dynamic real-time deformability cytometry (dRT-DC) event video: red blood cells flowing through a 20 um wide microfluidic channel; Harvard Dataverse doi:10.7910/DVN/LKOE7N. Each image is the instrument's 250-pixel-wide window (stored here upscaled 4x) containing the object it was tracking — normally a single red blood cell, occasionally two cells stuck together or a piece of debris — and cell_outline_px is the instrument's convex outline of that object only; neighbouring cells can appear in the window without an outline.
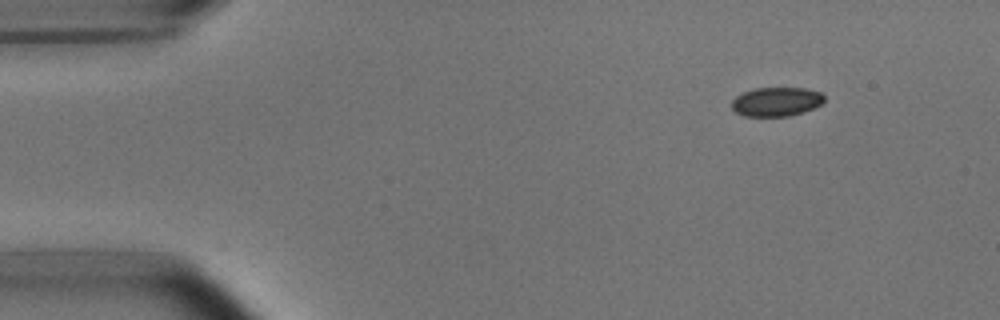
{"species": "common noctule bat (a hibernating species)", "species_latin": "Nyctalus noctula", "temperature_condition": "room temperature", "stored_images_in_passage": 37, "camera_frame_rate_fps": 3000, "um_per_image_px": 0.085, "animal": {"sex": "male", "body_mass_g": 15.6}, "frame": {"image": 1, "passage_image": 1, "time_ms": 0.0, "image_size_px": [1000, 320], "cell_outline_px": [[824, 100], [820, 104], [804, 112], [788, 116], [744, 116], [736, 112], [732, 108], [732, 100], [736, 96], [744, 92], [756, 88], [804, 88], [820, 92], [824, 96]], "centroid_in_image_um": [65.98, 8.64], "position_along_channel_um": 19.0, "area_um2": 15.55}}
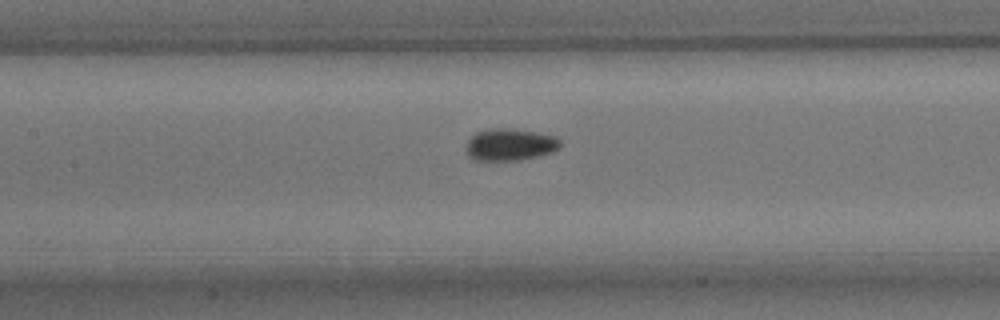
{"frame": {"image": 2, "passage_image": 19, "time_ms": 6.0, "image_size_px": [1000, 320], "cell_outline_px": [[560, 148], [552, 152], [520, 160], [472, 160], [468, 156], [464, 148], [468, 140], [476, 132], [484, 128], [512, 128], [536, 132], [556, 136], [560, 140]], "centroid_in_image_um": [43.31, 12.28], "position_along_channel_um": 164.1, "area_um2": 17.86}}
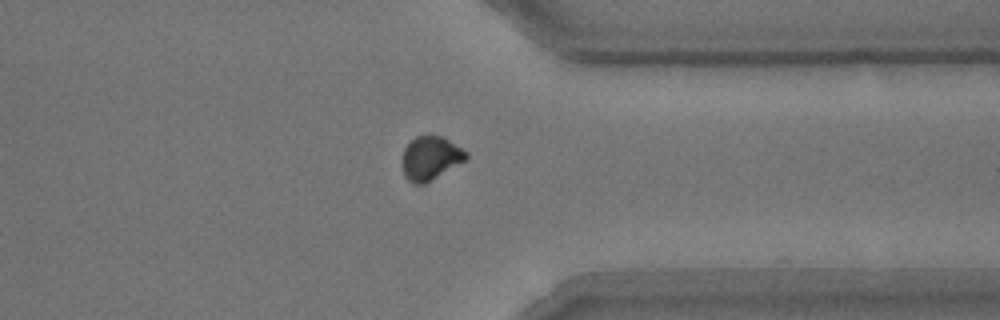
{"frame": {"image": 3, "passage_image": 36, "time_ms": 11.667, "image_size_px": [1000, 320], "cell_outline_px": [[468, 156], [464, 160], [424, 184], [412, 184], [404, 176], [400, 160], [404, 148], [416, 136], [428, 132], [444, 136], [468, 152]], "centroid_in_image_um": [36.54, 13.39], "position_along_channel_um": 374.9, "area_um2": 16.65}}